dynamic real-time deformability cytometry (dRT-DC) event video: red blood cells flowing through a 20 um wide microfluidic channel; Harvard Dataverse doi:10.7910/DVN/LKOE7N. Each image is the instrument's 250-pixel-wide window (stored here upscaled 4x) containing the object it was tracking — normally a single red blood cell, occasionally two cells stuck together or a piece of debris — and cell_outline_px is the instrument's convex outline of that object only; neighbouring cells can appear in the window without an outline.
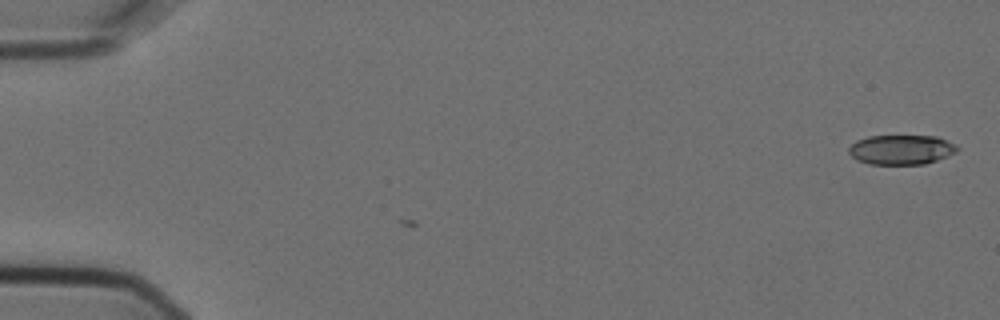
{"species": "Egyptian fruit bat (a non-hibernating species)", "species_latin": "Rousettus aegyptiacus", "temperature_condition": "cold", "stored_images_in_passage": 2, "camera_frame_rate_fps": 3000, "um_per_image_px": 0.085, "animal": {"sex": "female"}, "frame": {"image": 1, "passage_image": 2, "time_ms": 0.333, "image_size_px": [1000, 320], "cell_outline_px": [[960, 148], [956, 152], [948, 156], [924, 164], [868, 164], [856, 160], [848, 152], [848, 148], [856, 140], [868, 136], [936, 136], [956, 144]], "centroid_in_image_um": [76.6, 12.72], "position_along_channel_um": 8.4, "area_um2": 18.84}}